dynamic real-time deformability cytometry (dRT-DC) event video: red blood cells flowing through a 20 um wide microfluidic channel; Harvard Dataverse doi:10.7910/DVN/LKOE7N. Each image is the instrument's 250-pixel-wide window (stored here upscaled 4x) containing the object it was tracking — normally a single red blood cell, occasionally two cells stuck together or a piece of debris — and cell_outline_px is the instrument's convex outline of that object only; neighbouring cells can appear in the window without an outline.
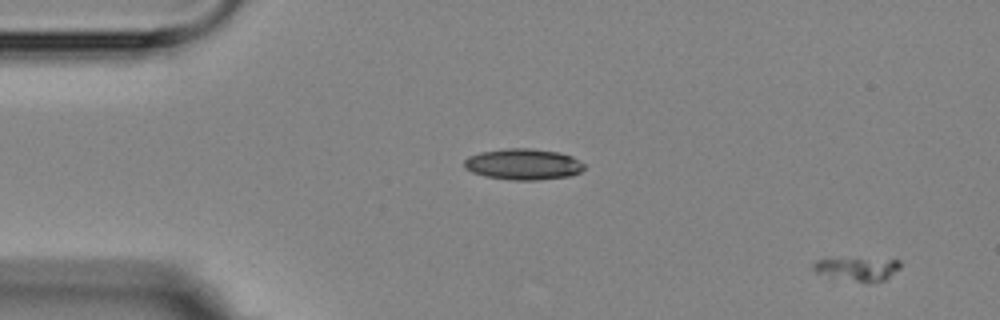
{"species": "Egyptian fruit bat (a non-hibernating species)", "species_latin": "Rousettus aegyptiacus", "temperature_condition": "room temperature", "stored_images_in_passage": 6, "segment_of_instrument_passage": [1, 2], "camera_frame_rate_fps": 3000, "um_per_image_px": 0.085, "animal": {"sex": "female"}, "frame": {"image": 1, "passage_image": 1, "time_ms": 0.0, "image_size_px": [1000, 320], "cell_outline_px": [[900, 268], [884, 280], [868, 284], [816, 272], [812, 268], [812, 264], [816, 260], [900, 260]], "centroid_in_image_um": [72.93, 22.9], "position_along_channel_um": 12.1, "area_um2": 11.16}}
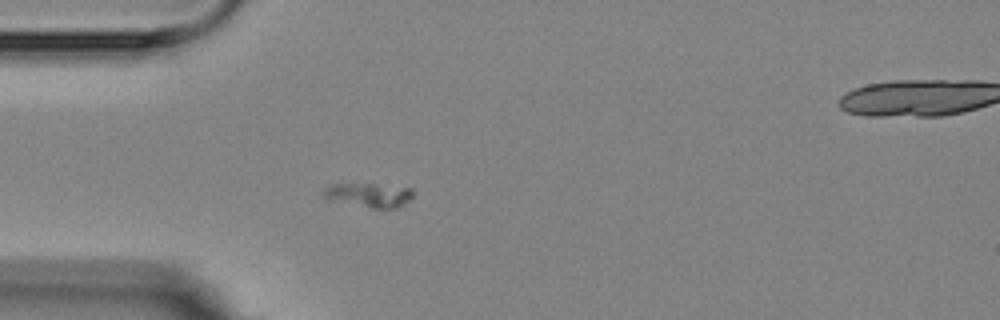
{"frame": {"image": 2, "passage_image": 5, "time_ms": 4.333, "image_size_px": [1000, 320], "cell_outline_px": [[412, 196], [404, 204], [396, 208], [372, 208], [324, 200], [324, 192], [332, 184], [372, 184], [412, 188]], "centroid_in_image_um": [31.33, 16.6], "position_along_channel_um": 53.7, "area_um2": 12.48}}